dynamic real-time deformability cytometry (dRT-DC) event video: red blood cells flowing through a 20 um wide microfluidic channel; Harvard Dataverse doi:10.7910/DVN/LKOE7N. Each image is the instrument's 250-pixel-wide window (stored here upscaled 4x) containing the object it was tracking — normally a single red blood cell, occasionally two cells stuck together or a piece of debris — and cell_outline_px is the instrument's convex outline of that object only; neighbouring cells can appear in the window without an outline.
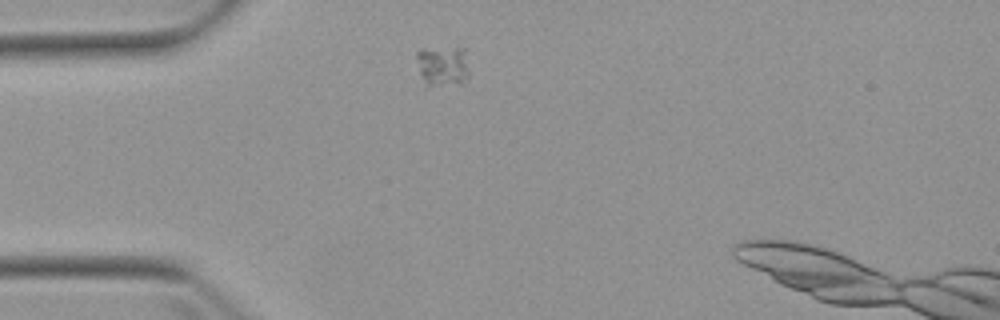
{"species": "Egyptian fruit bat (a non-hibernating species)", "species_latin": "Rousettus aegyptiacus", "temperature_condition": "warm", "stored_images_in_passage": 5, "camera_frame_rate_fps": 3000, "um_per_image_px": 0.085, "animal": {"sex": "female"}, "frame": {"image": 1, "passage_image": 5, "time_ms": 5.0, "image_size_px": [1000, 320], "cell_outline_px": [[468, 76], [460, 84], [428, 88], [424, 88], [416, 56], [416, 52], [420, 48], [456, 44], [460, 44], [464, 48], [468, 72]], "centroid_in_image_um": [37.6, 5.56], "position_along_channel_um": 47.4, "area_um2": 13.47}}